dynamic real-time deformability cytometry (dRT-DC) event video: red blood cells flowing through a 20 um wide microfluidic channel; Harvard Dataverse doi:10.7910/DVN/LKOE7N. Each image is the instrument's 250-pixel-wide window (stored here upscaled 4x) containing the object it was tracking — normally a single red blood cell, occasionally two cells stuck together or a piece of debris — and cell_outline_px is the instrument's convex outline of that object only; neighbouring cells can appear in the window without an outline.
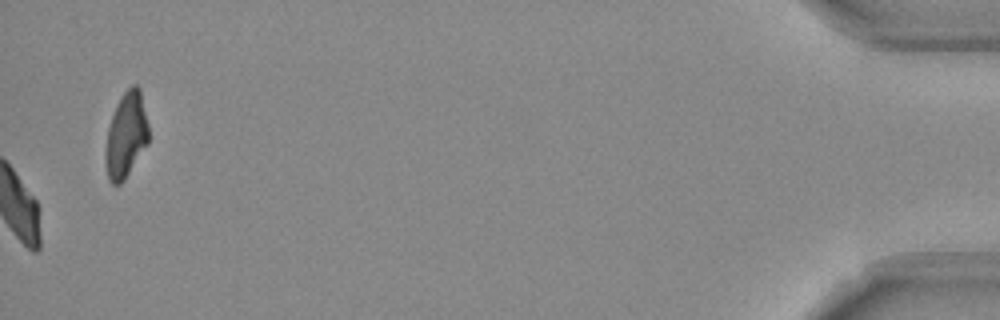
{"species": "Egyptian fruit bat (a non-hibernating species)", "species_latin": "Rousettus aegyptiacus", "temperature_condition": "room temperature", "stored_images_in_passage": 44, "camera_frame_rate_fps": 3000, "um_per_image_px": 0.085, "frame": {"image": 1, "passage_image": 44, "time_ms": 14.333, "image_size_px": [1000, 320], "cell_outline_px": [[148, 144], [124, 180], [120, 184], [112, 184], [108, 180], [104, 160], [104, 156], [108, 128], [116, 104], [120, 96], [132, 84], [136, 84], [140, 88], [148, 124]], "centroid_in_image_um": [10.71, 11.49], "position_along_channel_um": 424.5, "area_um2": 21.62}, "authors_computed_cell_mechanics": {"area_um2": 21.5305, "velocity_mm_per_s": 3.7854, "shape_relaxation_time_tau1_ms": 3.2379, "shape_relaxation_time_tau2_ms": 7.3411, "deformation_change_tau1": 0.1301, "deformation_change_tau2": 0.0803}}